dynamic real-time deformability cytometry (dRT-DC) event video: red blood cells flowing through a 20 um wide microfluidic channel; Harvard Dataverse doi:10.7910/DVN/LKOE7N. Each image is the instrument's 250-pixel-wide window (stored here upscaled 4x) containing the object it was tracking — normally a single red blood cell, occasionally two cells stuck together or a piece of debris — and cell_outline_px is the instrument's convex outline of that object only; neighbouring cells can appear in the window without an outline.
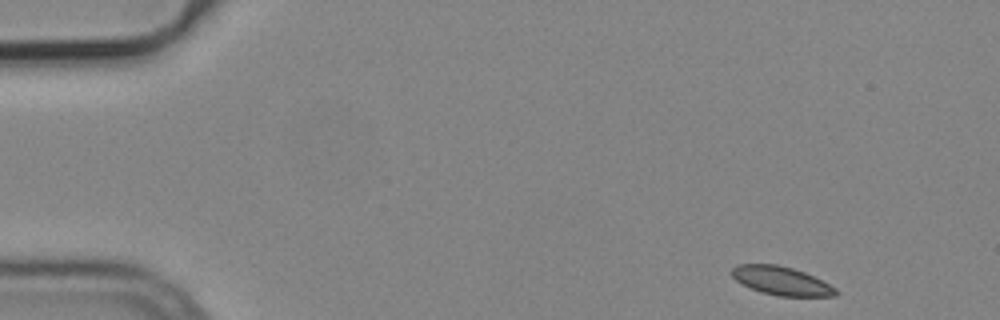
{"species": "common noctule bat (a hibernating species)", "species_latin": "Nyctalus noctula", "temperature_condition": "cold", "stored_images_in_passage": 4, "camera_frame_rate_fps": 3000, "um_per_image_px": 0.085, "animal": {"sex": "male", "body_mass_g": 19.2, "forearm_length_mm": 51.8}, "frame": {"image": 1, "passage_image": 1, "time_ms": 0.0, "image_size_px": [1000, 320], "cell_outline_px": [[840, 292], [836, 296], [776, 296], [760, 292], [740, 284], [732, 276], [732, 268], [736, 264], [776, 264], [792, 268], [804, 272], [836, 288]], "centroid_in_image_um": [66.39, 23.88], "position_along_channel_um": 18.6, "area_um2": 17.34}}
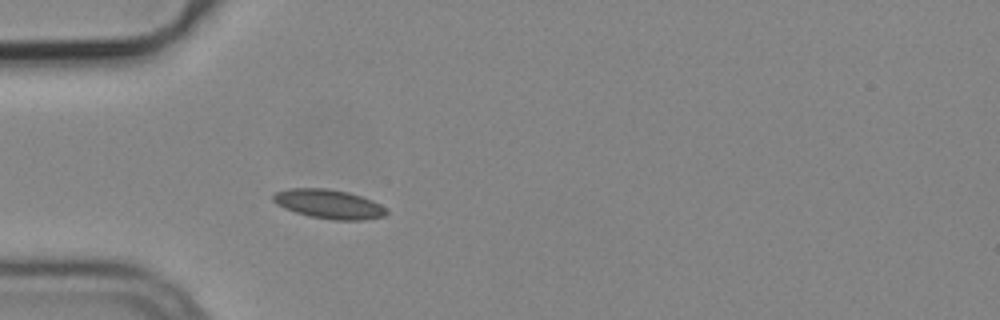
{"frame": {"image": 2, "passage_image": 4, "time_ms": 1.0, "image_size_px": [1000, 320], "cell_outline_px": [[388, 212], [384, 216], [364, 220], [332, 220], [308, 216], [284, 208], [276, 204], [272, 200], [272, 196], [276, 192], [288, 188], [328, 188], [348, 192], [372, 200], [380, 204]], "centroid_in_image_um": [27.93, 17.34], "position_along_channel_um": 57.1, "area_um2": 19.31}}